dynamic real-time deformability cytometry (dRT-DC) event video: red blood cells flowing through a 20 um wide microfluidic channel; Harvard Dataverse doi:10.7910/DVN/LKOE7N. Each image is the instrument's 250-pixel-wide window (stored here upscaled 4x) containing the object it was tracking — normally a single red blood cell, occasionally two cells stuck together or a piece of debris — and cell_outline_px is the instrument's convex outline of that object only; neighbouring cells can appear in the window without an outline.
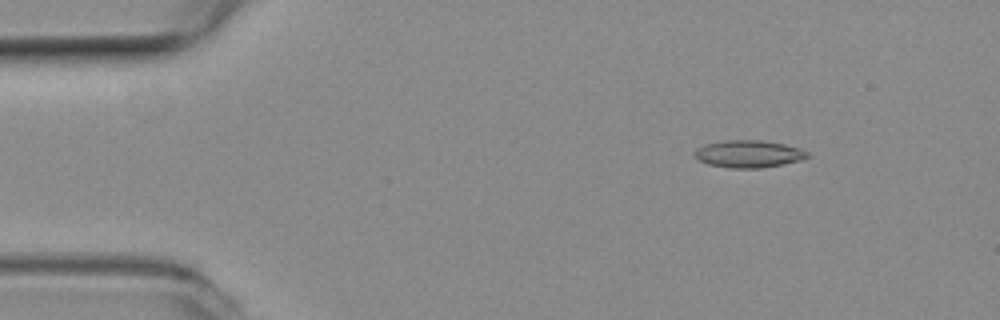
{"species": "common noctule bat (a hibernating species)", "species_latin": "Nyctalus noctula", "temperature_condition": "room temperature", "stored_images_in_passage": 50, "camera_frame_rate_fps": 3000, "um_per_image_px": 0.085, "animal": {"sex": "female", "body_mass_g": 19.3, "forearm_length_mm": 54.1}, "frame": {"image": 1, "passage_image": 1, "time_ms": 0.0, "image_size_px": [1000, 320], "cell_outline_px": [[812, 156], [800, 160], [760, 168], [732, 168], [708, 164], [700, 160], [692, 152], [696, 148], [704, 144], [724, 140], [764, 140], [784, 144], [800, 148], [808, 152]], "centroid_in_image_um": [63.63, 13.07], "position_along_channel_um": 21.4, "area_um2": 17.98}}
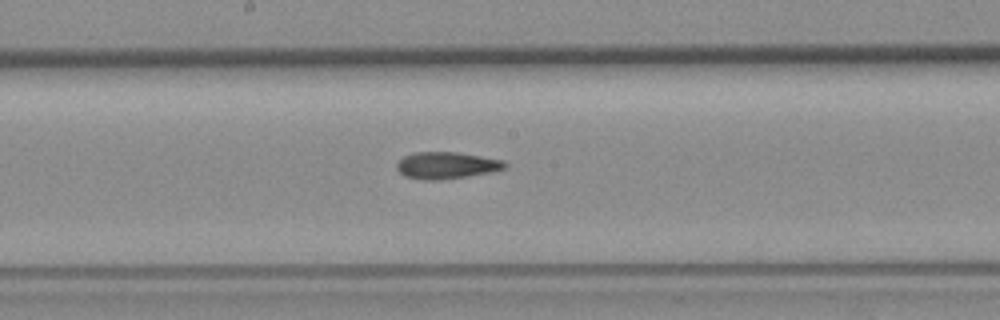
{"frame": {"image": 2, "passage_image": 23, "time_ms": 7.333, "image_size_px": [1000, 320], "cell_outline_px": [[508, 164], [504, 168], [492, 172], [468, 176], [440, 180], [424, 180], [404, 176], [396, 168], [396, 164], [404, 156], [416, 152], [456, 152], [504, 160]], "centroid_in_image_um": [37.95, 14.06], "position_along_channel_um": 210.2, "area_um2": 16.88}}
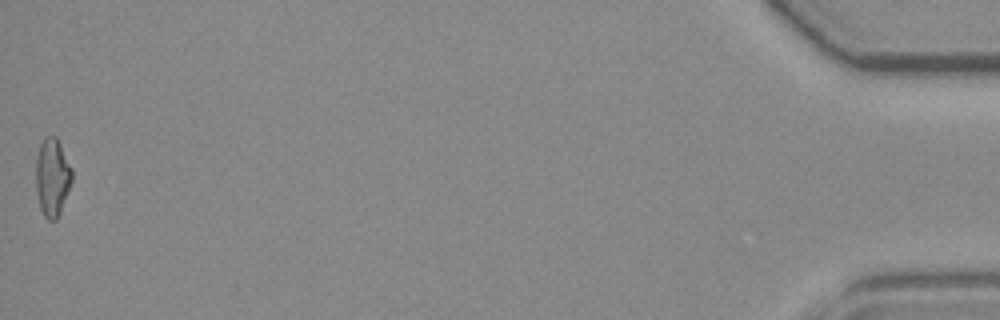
{"frame": {"image": 3, "passage_image": 50, "time_ms": 16.333, "image_size_px": [1000, 320], "cell_outline_px": [[72, 180], [60, 212], [56, 220], [48, 220], [44, 216], [40, 208], [36, 192], [36, 156], [40, 144], [44, 136], [56, 136], [72, 168]], "centroid_in_image_um": [4.43, 15.05], "position_along_channel_um": 430.8, "area_um2": 16.42}, "authors_computed_cell_mechanics": {"area_um2": 16.8198, "velocity_mm_per_s": 3.6304, "shape_relaxation_time_tau1_ms": null, "shape_relaxation_time_tau2_ms": 5.015, "deformation_change_tau1": null, "deformation_change_tau2": 0.1234}}